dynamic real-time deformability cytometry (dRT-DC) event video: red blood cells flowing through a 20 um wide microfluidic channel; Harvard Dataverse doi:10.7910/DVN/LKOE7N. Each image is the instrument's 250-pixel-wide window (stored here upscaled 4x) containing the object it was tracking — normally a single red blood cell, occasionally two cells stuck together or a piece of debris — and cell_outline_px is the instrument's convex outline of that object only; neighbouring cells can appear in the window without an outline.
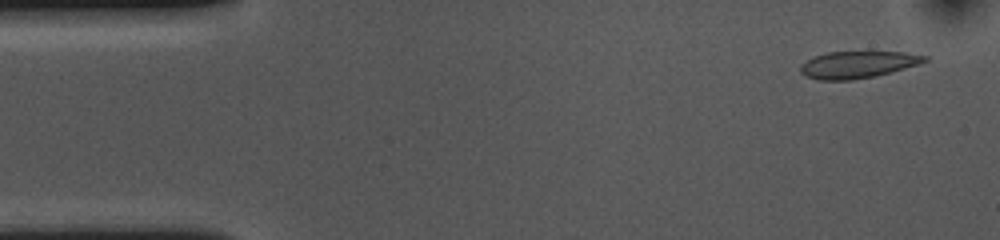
{"species": "common noctule bat (a hibernating species)", "species_latin": "Nyctalus noctula", "temperature_condition": "cold", "stored_images_in_passage": 54, "camera_frame_rate_fps": 3000, "um_per_image_px": 0.085, "animal": {"sex": "female", "body_mass_g": 10.0, "forearm_length_mm": 53.1}, "frame": {"image": 1, "passage_image": 3, "time_ms": 0.667, "image_size_px": [1000, 240], "cell_outline_px": [[928, 60], [920, 64], [876, 76], [852, 80], [820, 80], [804, 76], [800, 72], [800, 68], [812, 56], [828, 52], [904, 52], [928, 56]], "centroid_in_image_um": [72.92, 5.49], "position_along_channel_um": 12.1, "area_um2": 19.48}}
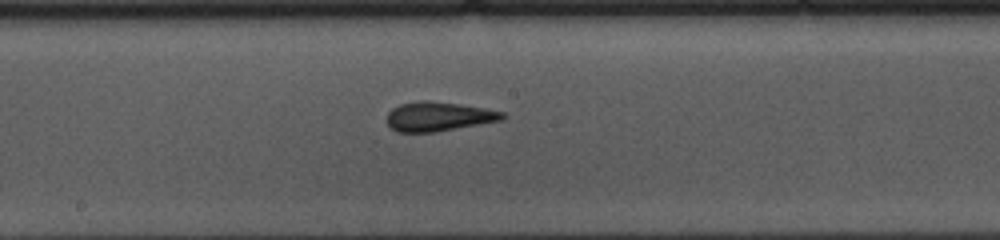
{"frame": {"image": 2, "passage_image": 27, "time_ms": 8.667, "image_size_px": [1000, 240], "cell_outline_px": [[508, 116], [504, 120], [436, 132], [396, 132], [388, 124], [388, 112], [392, 108], [400, 104], [424, 100], [460, 104], [484, 108], [504, 112]], "centroid_in_image_um": [37.32, 9.91], "position_along_channel_um": 210.9, "area_um2": 19.77}}
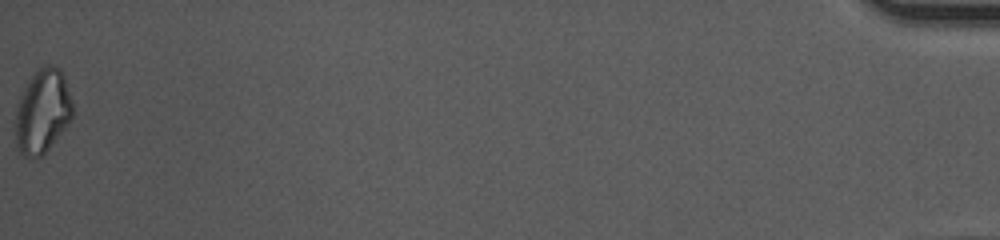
{"frame": {"image": 3, "passage_image": 54, "time_ms": 17.667, "image_size_px": [1000, 240], "cell_outline_px": [[72, 120], [48, 148], [40, 156], [24, 156], [20, 152], [16, 144], [16, 108], [20, 96], [28, 80], [40, 68], [48, 64], [52, 64], [60, 68], [64, 76], [72, 100]], "centroid_in_image_um": [3.63, 9.43], "position_along_channel_um": 431.6, "area_um2": 27.69}, "authors_computed_cell_mechanics": {"area_um2": 19.8832, "velocity_mm_per_s": 3.6368, "shape_relaxation_time_tau1_ms": null, "shape_relaxation_time_tau2_ms": 3.1567, "deformation_change_tau1": null, "deformation_change_tau2": 0.0417}}